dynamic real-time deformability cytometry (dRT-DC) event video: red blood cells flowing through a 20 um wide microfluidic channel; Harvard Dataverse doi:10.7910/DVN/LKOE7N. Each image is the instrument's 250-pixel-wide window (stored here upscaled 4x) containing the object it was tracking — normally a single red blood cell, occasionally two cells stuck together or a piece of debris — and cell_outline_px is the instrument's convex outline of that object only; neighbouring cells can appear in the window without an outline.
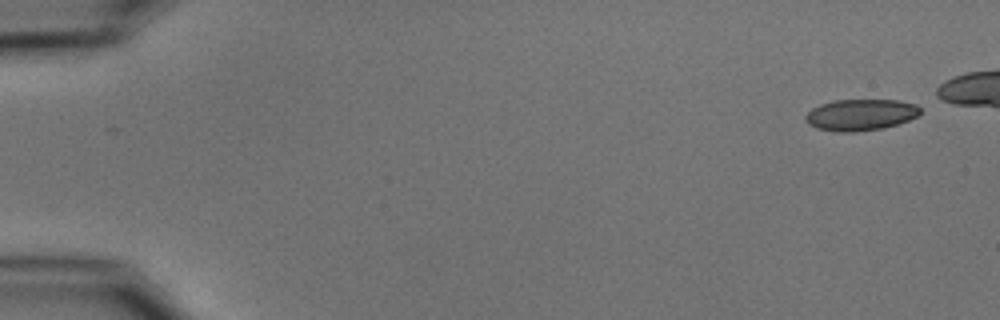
{"species": "common noctule bat (a hibernating species)", "species_latin": "Nyctalus noctula", "temperature_condition": "cold", "stored_images_in_passage": 46, "camera_frame_rate_fps": 3000, "um_per_image_px": 0.085, "animal": {"sex": "male", "body_mass_g": 15.6}, "frame": {"image": 1, "passage_image": 1, "time_ms": 0.0, "image_size_px": [1000, 320], "cell_outline_px": [[920, 112], [916, 116], [908, 120], [884, 128], [856, 132], [836, 132], [816, 128], [808, 124], [804, 120], [804, 116], [812, 108], [820, 104], [836, 100], [896, 100], [916, 104], [920, 108]], "centroid_in_image_um": [73.1, 9.76], "position_along_channel_um": 11.9, "area_um2": 21.04}}
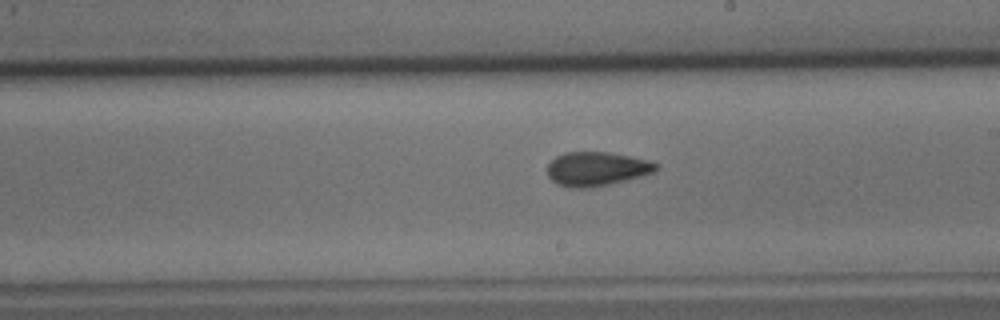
{"frame": {"image": 2, "passage_image": 30, "time_ms": 9.667, "image_size_px": [1000, 320], "cell_outline_px": [[656, 168], [652, 172], [640, 176], [592, 188], [568, 188], [556, 184], [548, 176], [548, 164], [556, 156], [564, 152], [608, 152], [648, 160], [656, 164]], "centroid_in_image_um": [50.63, 14.36], "position_along_channel_um": 238.4, "area_um2": 21.33}}
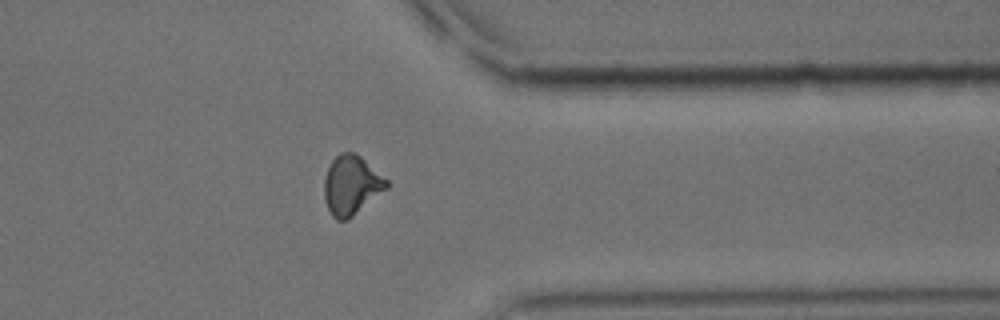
{"frame": {"image": 3, "passage_image": 42, "time_ms": 13.667, "image_size_px": [1000, 320], "cell_outline_px": [[388, 188], [348, 220], [336, 220], [332, 216], [328, 208], [324, 196], [324, 180], [328, 168], [332, 160], [340, 152], [356, 152], [388, 180]], "centroid_in_image_um": [29.87, 15.74], "position_along_channel_um": 381.5, "area_um2": 21.56}}